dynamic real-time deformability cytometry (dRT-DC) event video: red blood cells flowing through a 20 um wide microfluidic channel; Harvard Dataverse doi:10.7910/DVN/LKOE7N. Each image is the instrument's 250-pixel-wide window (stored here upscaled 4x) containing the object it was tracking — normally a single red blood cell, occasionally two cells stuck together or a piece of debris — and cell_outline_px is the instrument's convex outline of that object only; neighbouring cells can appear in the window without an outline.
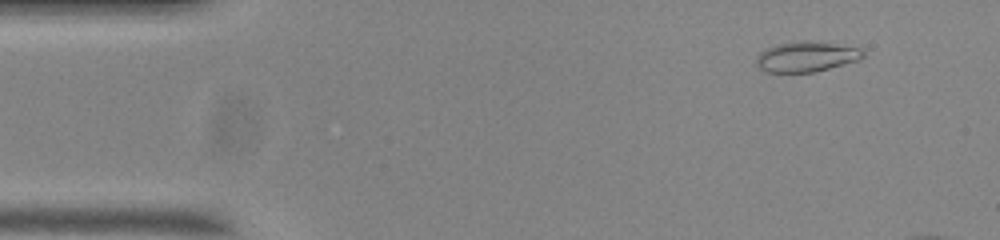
{"species": "common noctule bat (a hibernating species)", "species_latin": "Nyctalus noctula", "temperature_condition": "room temperature", "stored_images_in_passage": 14, "camera_frame_rate_fps": 3000, "um_per_image_px": 0.085, "animal": {"sex": "male", "body_mass_g": 20.0, "forearm_length_mm": 53.3}, "frame": {"image": 1, "passage_image": 5, "time_ms": 1.333, "image_size_px": [1000, 240], "cell_outline_px": [[864, 56], [860, 60], [812, 72], [764, 72], [756, 64], [756, 56], [764, 48], [780, 44], [800, 40], [808, 40], [860, 48], [864, 52]], "centroid_in_image_um": [68.51, 4.81], "position_along_channel_um": 16.5, "area_um2": 18.79}}